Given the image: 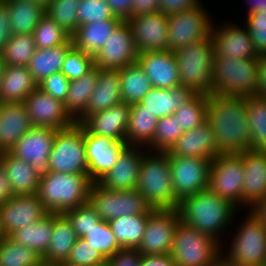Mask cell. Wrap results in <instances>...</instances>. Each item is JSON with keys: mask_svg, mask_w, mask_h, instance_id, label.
<instances>
[{"mask_svg": "<svg viewBox=\"0 0 266 266\" xmlns=\"http://www.w3.org/2000/svg\"><path fill=\"white\" fill-rule=\"evenodd\" d=\"M207 121L218 154H241L251 149L247 97L208 95Z\"/></svg>", "mask_w": 266, "mask_h": 266, "instance_id": "6da1fadb", "label": "cell"}, {"mask_svg": "<svg viewBox=\"0 0 266 266\" xmlns=\"http://www.w3.org/2000/svg\"><path fill=\"white\" fill-rule=\"evenodd\" d=\"M237 208L229 200L206 189L182 198L177 210L182 223L212 236L220 243V232L229 226Z\"/></svg>", "mask_w": 266, "mask_h": 266, "instance_id": "7a4b0ae2", "label": "cell"}, {"mask_svg": "<svg viewBox=\"0 0 266 266\" xmlns=\"http://www.w3.org/2000/svg\"><path fill=\"white\" fill-rule=\"evenodd\" d=\"M92 184L88 175L46 171L37 195L49 213L61 214L87 203Z\"/></svg>", "mask_w": 266, "mask_h": 266, "instance_id": "3957f363", "label": "cell"}, {"mask_svg": "<svg viewBox=\"0 0 266 266\" xmlns=\"http://www.w3.org/2000/svg\"><path fill=\"white\" fill-rule=\"evenodd\" d=\"M149 154L145 151L142 156L136 189L154 209H177L179 200L174 195L168 151Z\"/></svg>", "mask_w": 266, "mask_h": 266, "instance_id": "277c9868", "label": "cell"}, {"mask_svg": "<svg viewBox=\"0 0 266 266\" xmlns=\"http://www.w3.org/2000/svg\"><path fill=\"white\" fill-rule=\"evenodd\" d=\"M173 52L179 68V86L192 88L197 94H212L215 49L211 34Z\"/></svg>", "mask_w": 266, "mask_h": 266, "instance_id": "5b68a950", "label": "cell"}, {"mask_svg": "<svg viewBox=\"0 0 266 266\" xmlns=\"http://www.w3.org/2000/svg\"><path fill=\"white\" fill-rule=\"evenodd\" d=\"M259 58L239 59L215 56L212 94L249 97L255 95Z\"/></svg>", "mask_w": 266, "mask_h": 266, "instance_id": "8992f818", "label": "cell"}, {"mask_svg": "<svg viewBox=\"0 0 266 266\" xmlns=\"http://www.w3.org/2000/svg\"><path fill=\"white\" fill-rule=\"evenodd\" d=\"M87 202L101 220L107 222L121 216L148 215L154 210V207L137 189L106 190L98 183L91 185Z\"/></svg>", "mask_w": 266, "mask_h": 266, "instance_id": "52a82bcc", "label": "cell"}, {"mask_svg": "<svg viewBox=\"0 0 266 266\" xmlns=\"http://www.w3.org/2000/svg\"><path fill=\"white\" fill-rule=\"evenodd\" d=\"M221 243L181 221L175 229L171 257L176 266H209L221 253Z\"/></svg>", "mask_w": 266, "mask_h": 266, "instance_id": "ba28073f", "label": "cell"}, {"mask_svg": "<svg viewBox=\"0 0 266 266\" xmlns=\"http://www.w3.org/2000/svg\"><path fill=\"white\" fill-rule=\"evenodd\" d=\"M46 171L88 175L84 127L80 123L56 131Z\"/></svg>", "mask_w": 266, "mask_h": 266, "instance_id": "9c48e42d", "label": "cell"}, {"mask_svg": "<svg viewBox=\"0 0 266 266\" xmlns=\"http://www.w3.org/2000/svg\"><path fill=\"white\" fill-rule=\"evenodd\" d=\"M247 216L225 257L236 266H266V227L251 211Z\"/></svg>", "mask_w": 266, "mask_h": 266, "instance_id": "30bf717a", "label": "cell"}, {"mask_svg": "<svg viewBox=\"0 0 266 266\" xmlns=\"http://www.w3.org/2000/svg\"><path fill=\"white\" fill-rule=\"evenodd\" d=\"M244 176L242 153L219 154L211 161L208 190L239 207Z\"/></svg>", "mask_w": 266, "mask_h": 266, "instance_id": "8fae6325", "label": "cell"}, {"mask_svg": "<svg viewBox=\"0 0 266 266\" xmlns=\"http://www.w3.org/2000/svg\"><path fill=\"white\" fill-rule=\"evenodd\" d=\"M175 197L182 198L208 189L211 161L202 157L173 156L168 152Z\"/></svg>", "mask_w": 266, "mask_h": 266, "instance_id": "7c38bea8", "label": "cell"}, {"mask_svg": "<svg viewBox=\"0 0 266 266\" xmlns=\"http://www.w3.org/2000/svg\"><path fill=\"white\" fill-rule=\"evenodd\" d=\"M212 21L200 3L192 9L168 15L169 50L175 51L211 34Z\"/></svg>", "mask_w": 266, "mask_h": 266, "instance_id": "4fadbf2b", "label": "cell"}, {"mask_svg": "<svg viewBox=\"0 0 266 266\" xmlns=\"http://www.w3.org/2000/svg\"><path fill=\"white\" fill-rule=\"evenodd\" d=\"M179 222L177 209H154L148 214L143 238L136 250L141 255L170 254Z\"/></svg>", "mask_w": 266, "mask_h": 266, "instance_id": "5bb4252c", "label": "cell"}, {"mask_svg": "<svg viewBox=\"0 0 266 266\" xmlns=\"http://www.w3.org/2000/svg\"><path fill=\"white\" fill-rule=\"evenodd\" d=\"M137 58L130 25L122 21L94 56V65L101 69L120 70L137 63Z\"/></svg>", "mask_w": 266, "mask_h": 266, "instance_id": "9a60e30c", "label": "cell"}, {"mask_svg": "<svg viewBox=\"0 0 266 266\" xmlns=\"http://www.w3.org/2000/svg\"><path fill=\"white\" fill-rule=\"evenodd\" d=\"M138 53L169 50L168 15L158 11L127 20Z\"/></svg>", "mask_w": 266, "mask_h": 266, "instance_id": "2e32d148", "label": "cell"}, {"mask_svg": "<svg viewBox=\"0 0 266 266\" xmlns=\"http://www.w3.org/2000/svg\"><path fill=\"white\" fill-rule=\"evenodd\" d=\"M84 145L88 176L93 183H97L113 168L122 151L128 146L124 141L91 134L85 128Z\"/></svg>", "mask_w": 266, "mask_h": 266, "instance_id": "e0dca14e", "label": "cell"}, {"mask_svg": "<svg viewBox=\"0 0 266 266\" xmlns=\"http://www.w3.org/2000/svg\"><path fill=\"white\" fill-rule=\"evenodd\" d=\"M24 104L33 126L62 130L76 123L66 112L63 102L42 92L39 88L27 96Z\"/></svg>", "mask_w": 266, "mask_h": 266, "instance_id": "ac0fdd59", "label": "cell"}, {"mask_svg": "<svg viewBox=\"0 0 266 266\" xmlns=\"http://www.w3.org/2000/svg\"><path fill=\"white\" fill-rule=\"evenodd\" d=\"M49 212L37 194L14 195L0 205V230L8 236L14 230L44 218Z\"/></svg>", "mask_w": 266, "mask_h": 266, "instance_id": "d6986e66", "label": "cell"}, {"mask_svg": "<svg viewBox=\"0 0 266 266\" xmlns=\"http://www.w3.org/2000/svg\"><path fill=\"white\" fill-rule=\"evenodd\" d=\"M56 131L53 128L33 126L9 152L40 172H46Z\"/></svg>", "mask_w": 266, "mask_h": 266, "instance_id": "ffe728a7", "label": "cell"}, {"mask_svg": "<svg viewBox=\"0 0 266 266\" xmlns=\"http://www.w3.org/2000/svg\"><path fill=\"white\" fill-rule=\"evenodd\" d=\"M142 146L128 145L120 154L116 164L97 183L106 190H134L138 184L143 156Z\"/></svg>", "mask_w": 266, "mask_h": 266, "instance_id": "44dd1931", "label": "cell"}, {"mask_svg": "<svg viewBox=\"0 0 266 266\" xmlns=\"http://www.w3.org/2000/svg\"><path fill=\"white\" fill-rule=\"evenodd\" d=\"M137 63L144 70L152 87L172 89L179 86V68L173 51L138 53Z\"/></svg>", "mask_w": 266, "mask_h": 266, "instance_id": "7402d4cb", "label": "cell"}, {"mask_svg": "<svg viewBox=\"0 0 266 266\" xmlns=\"http://www.w3.org/2000/svg\"><path fill=\"white\" fill-rule=\"evenodd\" d=\"M227 23L221 28H214L212 25L211 37L214 43L215 56L245 58H259L253 48L249 30L245 27H238Z\"/></svg>", "mask_w": 266, "mask_h": 266, "instance_id": "603a6c76", "label": "cell"}, {"mask_svg": "<svg viewBox=\"0 0 266 266\" xmlns=\"http://www.w3.org/2000/svg\"><path fill=\"white\" fill-rule=\"evenodd\" d=\"M130 110L131 104L122 102L105 111L88 115L80 124L91 134L126 142Z\"/></svg>", "mask_w": 266, "mask_h": 266, "instance_id": "cb8c5ba5", "label": "cell"}, {"mask_svg": "<svg viewBox=\"0 0 266 266\" xmlns=\"http://www.w3.org/2000/svg\"><path fill=\"white\" fill-rule=\"evenodd\" d=\"M244 182L242 206L250 209L266 197V151L246 150L242 153Z\"/></svg>", "mask_w": 266, "mask_h": 266, "instance_id": "d4e9b609", "label": "cell"}, {"mask_svg": "<svg viewBox=\"0 0 266 266\" xmlns=\"http://www.w3.org/2000/svg\"><path fill=\"white\" fill-rule=\"evenodd\" d=\"M32 127L24 102H0V153L9 152Z\"/></svg>", "mask_w": 266, "mask_h": 266, "instance_id": "484cf974", "label": "cell"}, {"mask_svg": "<svg viewBox=\"0 0 266 266\" xmlns=\"http://www.w3.org/2000/svg\"><path fill=\"white\" fill-rule=\"evenodd\" d=\"M168 152L173 156L202 157L210 161L219 155L212 127L208 121L184 132Z\"/></svg>", "mask_w": 266, "mask_h": 266, "instance_id": "4316f807", "label": "cell"}, {"mask_svg": "<svg viewBox=\"0 0 266 266\" xmlns=\"http://www.w3.org/2000/svg\"><path fill=\"white\" fill-rule=\"evenodd\" d=\"M120 87L119 70L99 68L98 80L86 112L76 123H81L88 115L105 111L122 103Z\"/></svg>", "mask_w": 266, "mask_h": 266, "instance_id": "83f0119b", "label": "cell"}, {"mask_svg": "<svg viewBox=\"0 0 266 266\" xmlns=\"http://www.w3.org/2000/svg\"><path fill=\"white\" fill-rule=\"evenodd\" d=\"M197 93L187 86H177L172 89H152L143 97L140 103L157 119L173 115L178 107L192 100Z\"/></svg>", "mask_w": 266, "mask_h": 266, "instance_id": "f1b7e54d", "label": "cell"}, {"mask_svg": "<svg viewBox=\"0 0 266 266\" xmlns=\"http://www.w3.org/2000/svg\"><path fill=\"white\" fill-rule=\"evenodd\" d=\"M14 195L37 194L42 172L10 152L0 153Z\"/></svg>", "mask_w": 266, "mask_h": 266, "instance_id": "f546056e", "label": "cell"}, {"mask_svg": "<svg viewBox=\"0 0 266 266\" xmlns=\"http://www.w3.org/2000/svg\"><path fill=\"white\" fill-rule=\"evenodd\" d=\"M50 238L48 250L42 261L50 264H65L78 237L63 213H52V236Z\"/></svg>", "mask_w": 266, "mask_h": 266, "instance_id": "4dcf8cb0", "label": "cell"}, {"mask_svg": "<svg viewBox=\"0 0 266 266\" xmlns=\"http://www.w3.org/2000/svg\"><path fill=\"white\" fill-rule=\"evenodd\" d=\"M36 88L37 83L26 66L5 65L0 80V102H24Z\"/></svg>", "mask_w": 266, "mask_h": 266, "instance_id": "1f68e13d", "label": "cell"}, {"mask_svg": "<svg viewBox=\"0 0 266 266\" xmlns=\"http://www.w3.org/2000/svg\"><path fill=\"white\" fill-rule=\"evenodd\" d=\"M121 22V19H107L80 25L77 32L71 37L73 45L85 53L95 56Z\"/></svg>", "mask_w": 266, "mask_h": 266, "instance_id": "d6a6232c", "label": "cell"}, {"mask_svg": "<svg viewBox=\"0 0 266 266\" xmlns=\"http://www.w3.org/2000/svg\"><path fill=\"white\" fill-rule=\"evenodd\" d=\"M99 68L94 66L88 73L69 82L64 107L69 116L77 122L86 112L91 94L98 80Z\"/></svg>", "mask_w": 266, "mask_h": 266, "instance_id": "836d02e7", "label": "cell"}, {"mask_svg": "<svg viewBox=\"0 0 266 266\" xmlns=\"http://www.w3.org/2000/svg\"><path fill=\"white\" fill-rule=\"evenodd\" d=\"M72 46L71 39L68 43L56 47L36 48L27 66L34 81L38 84L54 73L61 72L66 54Z\"/></svg>", "mask_w": 266, "mask_h": 266, "instance_id": "e575fe53", "label": "cell"}, {"mask_svg": "<svg viewBox=\"0 0 266 266\" xmlns=\"http://www.w3.org/2000/svg\"><path fill=\"white\" fill-rule=\"evenodd\" d=\"M52 236V213L44 218L14 230L8 235L14 242L33 249L42 258L45 256Z\"/></svg>", "mask_w": 266, "mask_h": 266, "instance_id": "d590c367", "label": "cell"}, {"mask_svg": "<svg viewBox=\"0 0 266 266\" xmlns=\"http://www.w3.org/2000/svg\"><path fill=\"white\" fill-rule=\"evenodd\" d=\"M8 6L12 34H32L46 8L28 0H2Z\"/></svg>", "mask_w": 266, "mask_h": 266, "instance_id": "8d00e7d4", "label": "cell"}, {"mask_svg": "<svg viewBox=\"0 0 266 266\" xmlns=\"http://www.w3.org/2000/svg\"><path fill=\"white\" fill-rule=\"evenodd\" d=\"M158 119L140 103L131 104L126 143L146 147L153 141Z\"/></svg>", "mask_w": 266, "mask_h": 266, "instance_id": "74e56055", "label": "cell"}, {"mask_svg": "<svg viewBox=\"0 0 266 266\" xmlns=\"http://www.w3.org/2000/svg\"><path fill=\"white\" fill-rule=\"evenodd\" d=\"M119 77L123 102L138 103L152 89L149 78L138 63L121 68Z\"/></svg>", "mask_w": 266, "mask_h": 266, "instance_id": "f35d334b", "label": "cell"}, {"mask_svg": "<svg viewBox=\"0 0 266 266\" xmlns=\"http://www.w3.org/2000/svg\"><path fill=\"white\" fill-rule=\"evenodd\" d=\"M148 215H128L110 220L111 229L123 249H137L140 245Z\"/></svg>", "mask_w": 266, "mask_h": 266, "instance_id": "ab89813d", "label": "cell"}, {"mask_svg": "<svg viewBox=\"0 0 266 266\" xmlns=\"http://www.w3.org/2000/svg\"><path fill=\"white\" fill-rule=\"evenodd\" d=\"M247 118L251 150L266 151V98L257 95L247 97Z\"/></svg>", "mask_w": 266, "mask_h": 266, "instance_id": "60d3db41", "label": "cell"}, {"mask_svg": "<svg viewBox=\"0 0 266 266\" xmlns=\"http://www.w3.org/2000/svg\"><path fill=\"white\" fill-rule=\"evenodd\" d=\"M42 257L8 236L0 240V266H39Z\"/></svg>", "mask_w": 266, "mask_h": 266, "instance_id": "b9f144b4", "label": "cell"}, {"mask_svg": "<svg viewBox=\"0 0 266 266\" xmlns=\"http://www.w3.org/2000/svg\"><path fill=\"white\" fill-rule=\"evenodd\" d=\"M35 50L33 34H12L1 57L5 65L27 67Z\"/></svg>", "mask_w": 266, "mask_h": 266, "instance_id": "7bdbcfd3", "label": "cell"}, {"mask_svg": "<svg viewBox=\"0 0 266 266\" xmlns=\"http://www.w3.org/2000/svg\"><path fill=\"white\" fill-rule=\"evenodd\" d=\"M208 95L197 94L192 100L181 105L174 112L183 132L190 131L207 121Z\"/></svg>", "mask_w": 266, "mask_h": 266, "instance_id": "ee69618b", "label": "cell"}, {"mask_svg": "<svg viewBox=\"0 0 266 266\" xmlns=\"http://www.w3.org/2000/svg\"><path fill=\"white\" fill-rule=\"evenodd\" d=\"M79 2L80 0H51L46 8V14L71 37L79 27L77 15Z\"/></svg>", "mask_w": 266, "mask_h": 266, "instance_id": "f6af8a7d", "label": "cell"}, {"mask_svg": "<svg viewBox=\"0 0 266 266\" xmlns=\"http://www.w3.org/2000/svg\"><path fill=\"white\" fill-rule=\"evenodd\" d=\"M36 48H51L68 43L72 38L48 14H45L33 31Z\"/></svg>", "mask_w": 266, "mask_h": 266, "instance_id": "bcb514c9", "label": "cell"}, {"mask_svg": "<svg viewBox=\"0 0 266 266\" xmlns=\"http://www.w3.org/2000/svg\"><path fill=\"white\" fill-rule=\"evenodd\" d=\"M183 133V129L174 115L162 117L158 119L153 141L147 146V149H154L155 152H167Z\"/></svg>", "mask_w": 266, "mask_h": 266, "instance_id": "7dc6e473", "label": "cell"}, {"mask_svg": "<svg viewBox=\"0 0 266 266\" xmlns=\"http://www.w3.org/2000/svg\"><path fill=\"white\" fill-rule=\"evenodd\" d=\"M106 258L110 259L123 248L118 243L109 222L101 220L83 237Z\"/></svg>", "mask_w": 266, "mask_h": 266, "instance_id": "c3c4849f", "label": "cell"}, {"mask_svg": "<svg viewBox=\"0 0 266 266\" xmlns=\"http://www.w3.org/2000/svg\"><path fill=\"white\" fill-rule=\"evenodd\" d=\"M94 66V56L73 45L66 54L61 72L72 81L88 73Z\"/></svg>", "mask_w": 266, "mask_h": 266, "instance_id": "681fc988", "label": "cell"}, {"mask_svg": "<svg viewBox=\"0 0 266 266\" xmlns=\"http://www.w3.org/2000/svg\"><path fill=\"white\" fill-rule=\"evenodd\" d=\"M63 214L72 224V228L78 238H83L95 224L101 221L99 215L88 202L74 209L65 211Z\"/></svg>", "mask_w": 266, "mask_h": 266, "instance_id": "f907efd6", "label": "cell"}, {"mask_svg": "<svg viewBox=\"0 0 266 266\" xmlns=\"http://www.w3.org/2000/svg\"><path fill=\"white\" fill-rule=\"evenodd\" d=\"M106 261L107 259L98 249H95L85 239L78 238L65 264L69 266H98Z\"/></svg>", "mask_w": 266, "mask_h": 266, "instance_id": "816d5d0a", "label": "cell"}, {"mask_svg": "<svg viewBox=\"0 0 266 266\" xmlns=\"http://www.w3.org/2000/svg\"><path fill=\"white\" fill-rule=\"evenodd\" d=\"M77 15L79 26L107 19H120L112 14L105 0H80Z\"/></svg>", "mask_w": 266, "mask_h": 266, "instance_id": "f5cc1de1", "label": "cell"}, {"mask_svg": "<svg viewBox=\"0 0 266 266\" xmlns=\"http://www.w3.org/2000/svg\"><path fill=\"white\" fill-rule=\"evenodd\" d=\"M245 28L250 32L253 48L260 55L266 54V11L247 14Z\"/></svg>", "mask_w": 266, "mask_h": 266, "instance_id": "db71d44e", "label": "cell"}, {"mask_svg": "<svg viewBox=\"0 0 266 266\" xmlns=\"http://www.w3.org/2000/svg\"><path fill=\"white\" fill-rule=\"evenodd\" d=\"M69 82L70 80L62 72H58L38 83L37 88L64 103L69 90Z\"/></svg>", "mask_w": 266, "mask_h": 266, "instance_id": "11a10c76", "label": "cell"}, {"mask_svg": "<svg viewBox=\"0 0 266 266\" xmlns=\"http://www.w3.org/2000/svg\"><path fill=\"white\" fill-rule=\"evenodd\" d=\"M141 254L136 249H122L107 262L110 266H139Z\"/></svg>", "mask_w": 266, "mask_h": 266, "instance_id": "9f6ffc18", "label": "cell"}, {"mask_svg": "<svg viewBox=\"0 0 266 266\" xmlns=\"http://www.w3.org/2000/svg\"><path fill=\"white\" fill-rule=\"evenodd\" d=\"M200 3L199 0H159V11L169 15L192 9Z\"/></svg>", "mask_w": 266, "mask_h": 266, "instance_id": "6f0895ef", "label": "cell"}, {"mask_svg": "<svg viewBox=\"0 0 266 266\" xmlns=\"http://www.w3.org/2000/svg\"><path fill=\"white\" fill-rule=\"evenodd\" d=\"M12 36L8 6L0 0V54Z\"/></svg>", "mask_w": 266, "mask_h": 266, "instance_id": "680465c9", "label": "cell"}, {"mask_svg": "<svg viewBox=\"0 0 266 266\" xmlns=\"http://www.w3.org/2000/svg\"><path fill=\"white\" fill-rule=\"evenodd\" d=\"M159 11V0H132L131 17Z\"/></svg>", "mask_w": 266, "mask_h": 266, "instance_id": "91938a15", "label": "cell"}, {"mask_svg": "<svg viewBox=\"0 0 266 266\" xmlns=\"http://www.w3.org/2000/svg\"><path fill=\"white\" fill-rule=\"evenodd\" d=\"M110 7L112 14L120 18L122 21H127L131 18V1L132 0H105Z\"/></svg>", "mask_w": 266, "mask_h": 266, "instance_id": "94428289", "label": "cell"}, {"mask_svg": "<svg viewBox=\"0 0 266 266\" xmlns=\"http://www.w3.org/2000/svg\"><path fill=\"white\" fill-rule=\"evenodd\" d=\"M255 95L266 98V56L265 55L259 56Z\"/></svg>", "mask_w": 266, "mask_h": 266, "instance_id": "6125c7cd", "label": "cell"}, {"mask_svg": "<svg viewBox=\"0 0 266 266\" xmlns=\"http://www.w3.org/2000/svg\"><path fill=\"white\" fill-rule=\"evenodd\" d=\"M139 266H176L170 254L141 255Z\"/></svg>", "mask_w": 266, "mask_h": 266, "instance_id": "be15d7a7", "label": "cell"}, {"mask_svg": "<svg viewBox=\"0 0 266 266\" xmlns=\"http://www.w3.org/2000/svg\"><path fill=\"white\" fill-rule=\"evenodd\" d=\"M13 196L14 193L11 189L10 182L6 177L4 165L0 158V205L6 203Z\"/></svg>", "mask_w": 266, "mask_h": 266, "instance_id": "e7e4bbea", "label": "cell"}, {"mask_svg": "<svg viewBox=\"0 0 266 266\" xmlns=\"http://www.w3.org/2000/svg\"><path fill=\"white\" fill-rule=\"evenodd\" d=\"M250 211L266 227V197L256 203Z\"/></svg>", "mask_w": 266, "mask_h": 266, "instance_id": "03108f58", "label": "cell"}, {"mask_svg": "<svg viewBox=\"0 0 266 266\" xmlns=\"http://www.w3.org/2000/svg\"><path fill=\"white\" fill-rule=\"evenodd\" d=\"M249 1V2H248ZM249 6V12L248 14H253L255 12H260V11H266V0H248Z\"/></svg>", "mask_w": 266, "mask_h": 266, "instance_id": "003e7915", "label": "cell"}, {"mask_svg": "<svg viewBox=\"0 0 266 266\" xmlns=\"http://www.w3.org/2000/svg\"><path fill=\"white\" fill-rule=\"evenodd\" d=\"M209 266H236L232 261L225 258V255L219 254L218 257Z\"/></svg>", "mask_w": 266, "mask_h": 266, "instance_id": "a7ac6f4b", "label": "cell"}, {"mask_svg": "<svg viewBox=\"0 0 266 266\" xmlns=\"http://www.w3.org/2000/svg\"><path fill=\"white\" fill-rule=\"evenodd\" d=\"M28 1L40 4L43 7L47 8L51 0H28Z\"/></svg>", "mask_w": 266, "mask_h": 266, "instance_id": "89a4df30", "label": "cell"}, {"mask_svg": "<svg viewBox=\"0 0 266 266\" xmlns=\"http://www.w3.org/2000/svg\"><path fill=\"white\" fill-rule=\"evenodd\" d=\"M5 69V63L2 60L1 54H0V80L2 79V75Z\"/></svg>", "mask_w": 266, "mask_h": 266, "instance_id": "2644e50d", "label": "cell"}, {"mask_svg": "<svg viewBox=\"0 0 266 266\" xmlns=\"http://www.w3.org/2000/svg\"><path fill=\"white\" fill-rule=\"evenodd\" d=\"M39 266H62V264H50V263L42 262Z\"/></svg>", "mask_w": 266, "mask_h": 266, "instance_id": "8c879c8a", "label": "cell"}, {"mask_svg": "<svg viewBox=\"0 0 266 266\" xmlns=\"http://www.w3.org/2000/svg\"><path fill=\"white\" fill-rule=\"evenodd\" d=\"M98 266H110L109 263L106 261L105 263L98 265Z\"/></svg>", "mask_w": 266, "mask_h": 266, "instance_id": "753ad0ef", "label": "cell"}, {"mask_svg": "<svg viewBox=\"0 0 266 266\" xmlns=\"http://www.w3.org/2000/svg\"><path fill=\"white\" fill-rule=\"evenodd\" d=\"M2 237H3V234H2V232L0 230V240L2 239Z\"/></svg>", "mask_w": 266, "mask_h": 266, "instance_id": "34e18365", "label": "cell"}]
</instances>
